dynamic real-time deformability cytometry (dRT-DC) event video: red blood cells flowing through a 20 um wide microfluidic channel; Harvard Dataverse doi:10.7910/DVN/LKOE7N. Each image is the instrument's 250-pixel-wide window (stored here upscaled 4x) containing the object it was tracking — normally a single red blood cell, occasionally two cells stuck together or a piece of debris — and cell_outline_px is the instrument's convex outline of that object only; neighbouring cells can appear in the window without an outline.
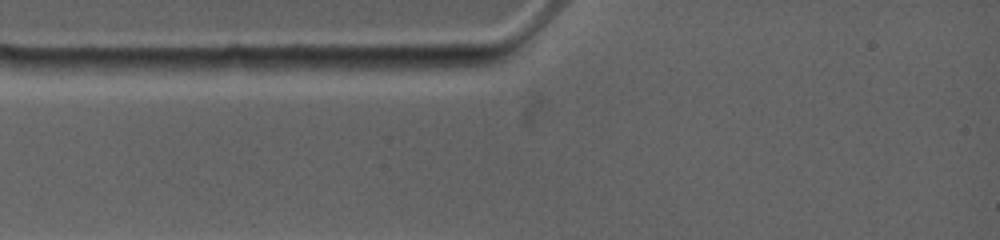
{"species": "common noctule bat (a hibernating species)", "species_latin": "Nyctalus noctula", "temperature_condition": "warm", "stored_images_in_passage": 1, "camera_frame_rate_fps": 4500, "um_per_image_px": 0.085, "animal": {"sex": "female", "body_mass_g": 19.0, "forearm_length_mm": 53.3}, "frame": {"image": 1, "passage_image": 1, "time_ms": 0.0, "image_size_px": [1000, 240], "cell_outline_px": [[192, 72], [152, 76], [108, 76], [56, 68], [56, 60], [176, 60], [188, 68]], "centroid_in_image_um": [10.57, 5.72], "position_along_channel_um": 74.4, "area_um2": 13.01}}